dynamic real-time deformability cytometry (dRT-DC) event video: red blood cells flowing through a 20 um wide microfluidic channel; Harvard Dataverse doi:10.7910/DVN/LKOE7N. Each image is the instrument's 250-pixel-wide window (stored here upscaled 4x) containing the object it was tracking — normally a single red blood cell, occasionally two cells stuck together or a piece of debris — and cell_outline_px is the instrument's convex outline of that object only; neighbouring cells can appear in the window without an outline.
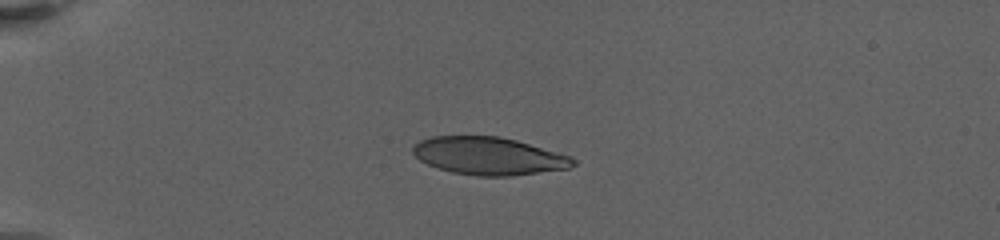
{"species": "human", "species_latin": "Homo sapiens", "temperature_condition": "warm", "stored_images_in_passage": 28, "camera_frame_rate_fps": 3000, "um_per_image_px": 0.085, "donor": {"sex": "female"}, "frame": {"image": 1, "passage_image": 1, "time_ms": 0.0, "image_size_px": [1000, 240], "cell_outline_px": [[576, 164], [568, 168], [512, 176], [476, 176], [452, 172], [428, 164], [420, 160], [412, 152], [412, 148], [420, 140], [432, 136], [500, 136], [516, 140], [572, 156], [576, 160]], "centroid_in_image_um": [41.56, 13.25], "position_along_channel_um": 43.4, "area_um2": 35.14}}
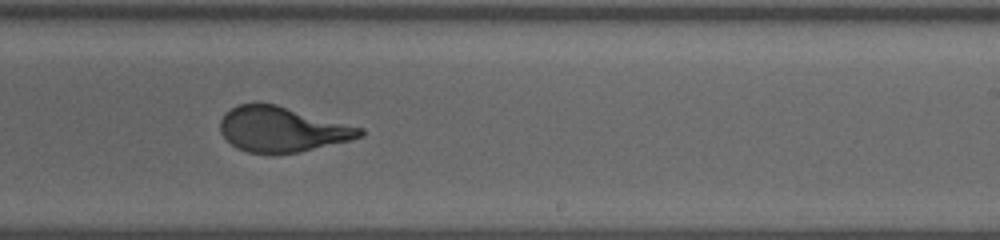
{"frame": {"image": 2, "passage_image": 16, "time_ms": 8.667, "image_size_px": [1000, 240], "cell_outline_px": [[364, 136], [300, 152], [248, 152], [236, 148], [220, 132], [220, 120], [224, 112], [236, 104], [256, 100], [276, 104], [364, 128]], "centroid_in_image_um": [23.93, 10.94], "position_along_channel_um": 265.1, "area_um2": 36.93}}
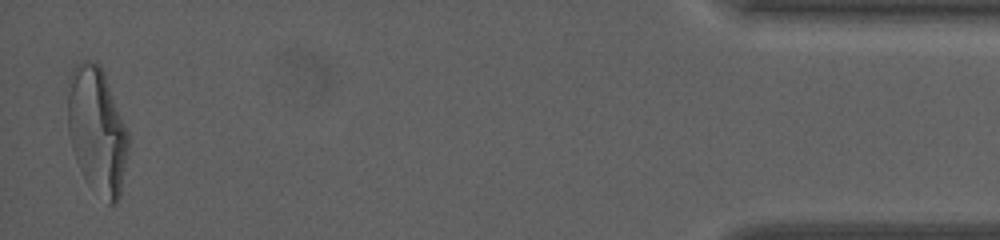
{"frame": {"image": 3, "passage_image": 28, "time_ms": 16.333, "image_size_px": [1000, 240], "cell_outline_px": [[128, 148], [120, 196], [116, 204], [108, 204], [88, 184], [76, 160], [72, 148], [68, 132], [68, 92], [72, 68], [76, 64], [88, 60], [100, 64], [104, 72], [128, 132]], "centroid_in_image_um": [8.25, 11.1], "position_along_channel_um": 427.0, "area_um2": 44.33}, "authors_computed_cell_mechanics": {"area_um2": 38.0324, "velocity_mm_per_s": 3.0877, "shape_relaxation_time_tau1_ms": 6.803, "shape_relaxation_time_tau2_ms": null, "deformation_change_tau1": 0.2481, "deformation_change_tau2": null}}